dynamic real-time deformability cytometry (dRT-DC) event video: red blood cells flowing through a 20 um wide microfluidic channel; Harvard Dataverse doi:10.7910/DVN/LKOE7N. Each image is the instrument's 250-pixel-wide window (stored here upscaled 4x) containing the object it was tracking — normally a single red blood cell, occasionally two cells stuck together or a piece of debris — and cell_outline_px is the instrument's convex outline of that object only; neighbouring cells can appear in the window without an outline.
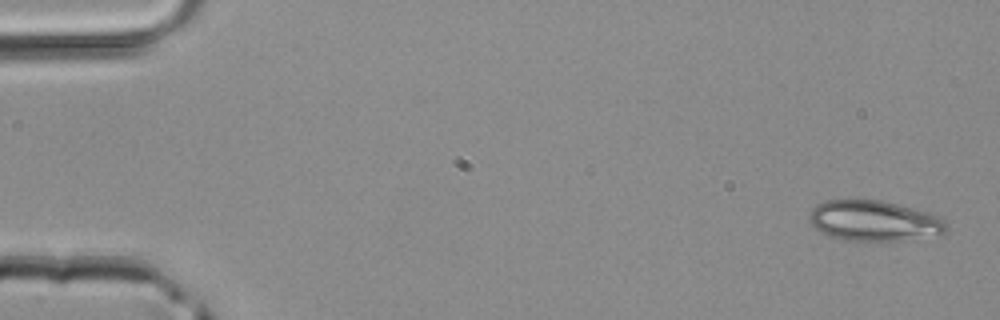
{"species": "common noctule bat (a hibernating species)", "species_latin": "Nyctalus noctula", "temperature_condition": "room temperature", "stored_images_in_passage": 44, "camera_frame_rate_fps": 3000, "um_per_image_px": 0.085, "animal": {"sex": "male", "body_mass_g": 20.4}, "frame": {"image": 1, "passage_image": 1, "time_ms": 0.0, "image_size_px": [1000, 320], "cell_outline_px": [[948, 228], [944, 232], [904, 240], [844, 240], [820, 232], [808, 220], [808, 216], [812, 208], [816, 204], [824, 200], [880, 200], [928, 212], [944, 220], [948, 224]], "centroid_in_image_um": [74.24, 18.75], "position_along_channel_um": 10.8, "area_um2": 31.91}}
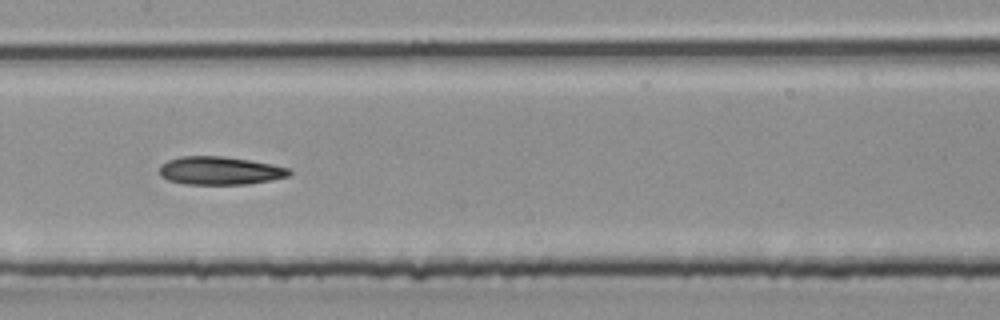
{"frame": {"image": 2, "passage_image": 22, "time_ms": 7.0, "image_size_px": [1000, 320], "cell_outline_px": [[292, 172], [288, 176], [268, 180], [244, 184], [184, 184], [168, 180], [160, 176], [160, 164], [168, 160], [180, 156], [224, 156], [272, 164], [292, 168]], "centroid_in_image_um": [18.67, 14.5], "position_along_channel_um": 188.7, "area_um2": 21.27}}
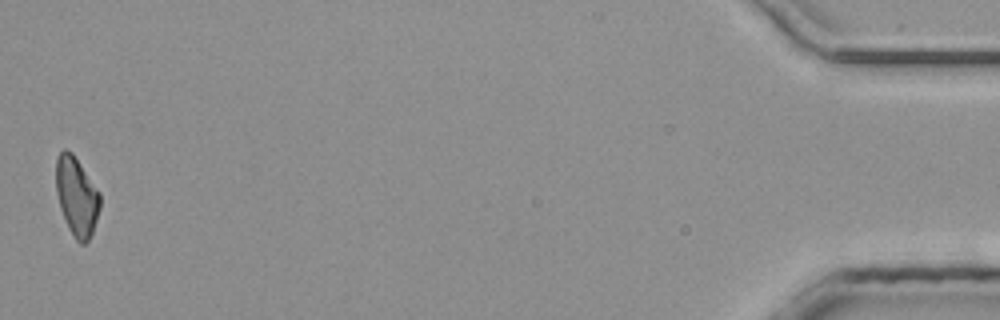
{"frame": {"image": 3, "passage_image": 44, "time_ms": 14.333, "image_size_px": [1000, 320], "cell_outline_px": [[100, 208], [92, 232], [88, 240], [84, 244], [80, 244], [76, 240], [68, 228], [60, 208], [56, 192], [56, 156], [64, 148], [72, 152], [100, 192]], "centroid_in_image_um": [6.5, 16.68], "position_along_channel_um": 428.7, "area_um2": 20.23}}